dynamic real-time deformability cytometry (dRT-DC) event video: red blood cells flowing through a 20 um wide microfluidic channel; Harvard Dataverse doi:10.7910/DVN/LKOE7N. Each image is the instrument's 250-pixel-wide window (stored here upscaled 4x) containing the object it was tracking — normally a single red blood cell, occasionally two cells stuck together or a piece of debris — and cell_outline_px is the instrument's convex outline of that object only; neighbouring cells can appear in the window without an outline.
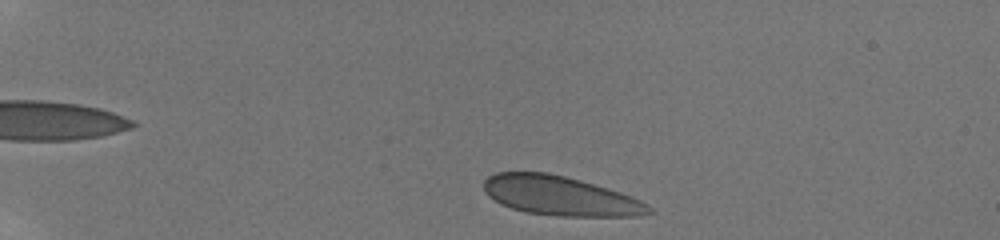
{"species": "human", "species_latin": "Homo sapiens", "temperature_condition": "room temperature", "stored_images_in_passage": 12, "camera_frame_rate_fps": 3000, "um_per_image_px": 0.085, "donor": {"sex": "male"}, "frame": {"image": 1, "passage_image": 2, "time_ms": 0.333, "image_size_px": [1000, 240], "cell_outline_px": [[656, 212], [636, 216], [556, 216], [524, 212], [500, 204], [488, 196], [484, 192], [484, 180], [488, 176], [496, 172], [548, 172], [580, 180], [608, 188], [620, 192], [640, 200], [648, 204]], "centroid_in_image_um": [47.6, 16.65], "position_along_channel_um": 37.4, "area_um2": 38.03}}